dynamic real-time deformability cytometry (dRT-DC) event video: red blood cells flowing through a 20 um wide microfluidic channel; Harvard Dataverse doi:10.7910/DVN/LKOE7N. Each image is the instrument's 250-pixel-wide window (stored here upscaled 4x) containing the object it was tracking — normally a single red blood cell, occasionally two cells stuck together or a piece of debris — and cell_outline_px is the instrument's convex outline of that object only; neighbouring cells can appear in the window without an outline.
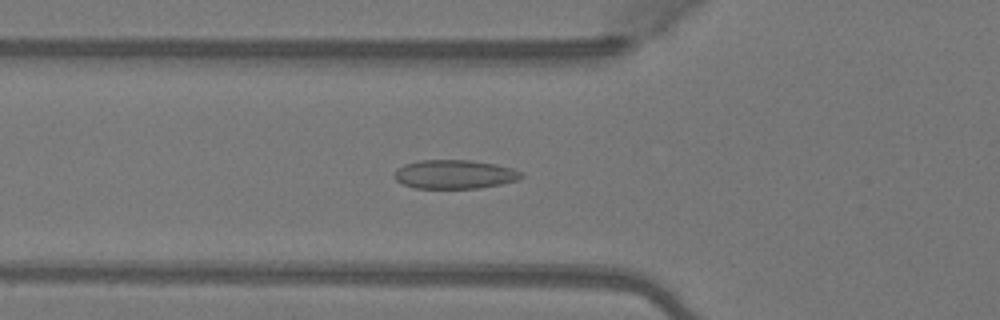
{"species": "Egyptian fruit bat (a non-hibernating species)", "species_latin": "Rousettus aegyptiacus", "temperature_condition": "warm", "stored_images_in_passage": 41, "camera_frame_rate_fps": 3000, "um_per_image_px": 0.085, "animal": {"sex": "female"}, "frame": {"image": 1, "passage_image": 12, "time_ms": 3.667, "image_size_px": [1000, 320], "cell_outline_px": [[524, 176], [516, 180], [500, 184], [476, 188], [416, 188], [404, 184], [396, 180], [392, 176], [396, 168], [404, 164], [420, 160], [472, 160], [496, 164], [512, 168], [520, 172]], "centroid_in_image_um": [38.59, 14.8], "position_along_channel_um": 87.2, "area_um2": 21.33}}
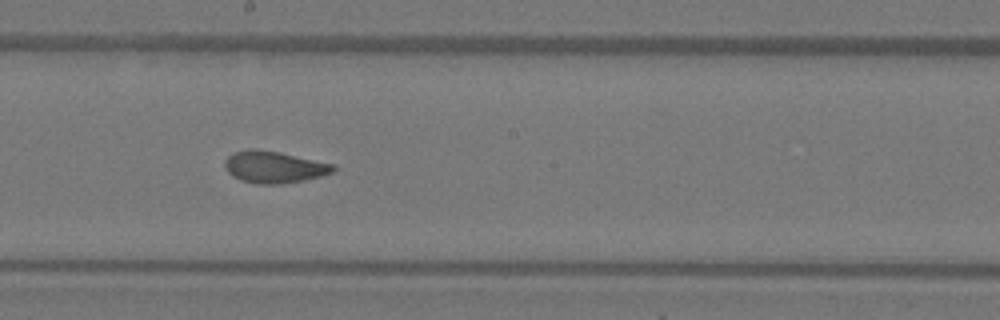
{"frame": {"image": 2, "passage_image": 22, "time_ms": 7.0, "image_size_px": [1000, 320], "cell_outline_px": [[336, 168], [332, 172], [320, 176], [304, 180], [280, 184], [256, 184], [240, 180], [232, 176], [224, 168], [224, 160], [232, 152], [248, 148], [256, 148], [280, 152], [336, 164]], "centroid_in_image_um": [23.26, 14.18], "position_along_channel_um": 224.9, "area_um2": 20.46}}
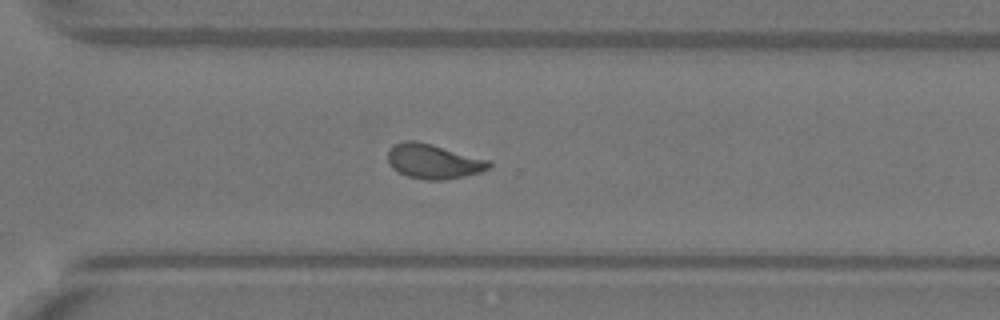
{"frame": {"image": 3, "passage_image": 30, "time_ms": 9.667, "image_size_px": [1000, 320], "cell_outline_px": [[492, 164], [488, 168], [480, 172], [464, 176], [444, 180], [428, 180], [408, 176], [392, 168], [388, 164], [388, 152], [396, 144], [404, 140], [416, 140], [432, 144], [488, 160]], "centroid_in_image_um": [36.82, 13.71], "position_along_channel_um": 333.8, "area_um2": 20.17}, "authors_computed_cell_mechanics": {"area_um2": 20.1722, "velocity_mm_per_s": 4.107, "shape_relaxation_time_tau1_ms": 6.8249, "shape_relaxation_time_tau2_ms": 1.0569, "deformation_change_tau1": 0.1784, "deformation_change_tau2": 0.0586}}